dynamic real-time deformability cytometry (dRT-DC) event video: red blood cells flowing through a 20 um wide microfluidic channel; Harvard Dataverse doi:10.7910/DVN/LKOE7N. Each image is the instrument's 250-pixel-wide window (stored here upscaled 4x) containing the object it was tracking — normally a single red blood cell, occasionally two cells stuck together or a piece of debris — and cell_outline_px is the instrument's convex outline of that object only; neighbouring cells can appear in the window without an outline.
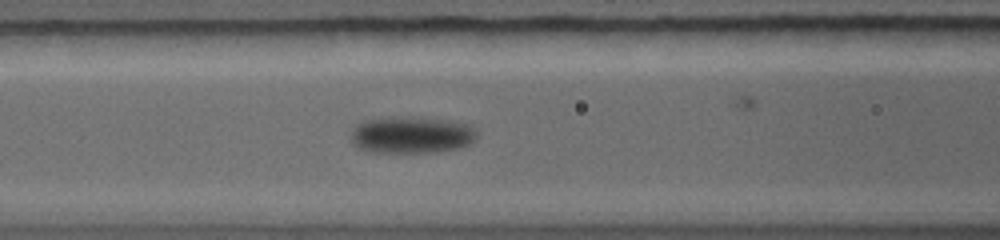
{"species": "common noctule bat (a hibernating species)", "species_latin": "Nyctalus noctula", "temperature_condition": "warm", "stored_images_in_passage": 31, "camera_frame_rate_fps": 5000, "um_per_image_px": 0.085, "animal": {"sex": "female", "body_mass_g": 19.0, "forearm_length_mm": 56.7}, "frame": {"image": 1, "passage_image": 4, "time_ms": 0.8, "image_size_px": [1000, 240], "cell_outline_px": [[476, 140], [460, 148], [436, 152], [372, 152], [356, 148], [352, 144], [352, 128], [356, 124], [364, 120], [388, 116], [420, 116], [448, 120], [468, 124], [476, 128]], "centroid_in_image_um": [34.96, 11.44], "position_along_channel_um": 131.6, "area_um2": 27.74}}
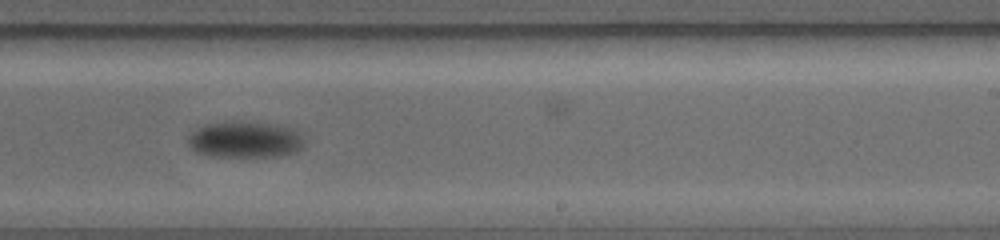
{"frame": {"image": 2, "passage_image": 15, "time_ms": 3.8, "image_size_px": [1000, 240], "cell_outline_px": [[300, 148], [296, 152], [280, 156], [208, 156], [196, 152], [188, 144], [188, 136], [196, 128], [208, 124], [240, 120], [272, 124], [284, 128], [292, 132], [300, 140]], "centroid_in_image_um": [20.68, 11.87], "position_along_channel_um": 268.3, "area_um2": 23.93}}
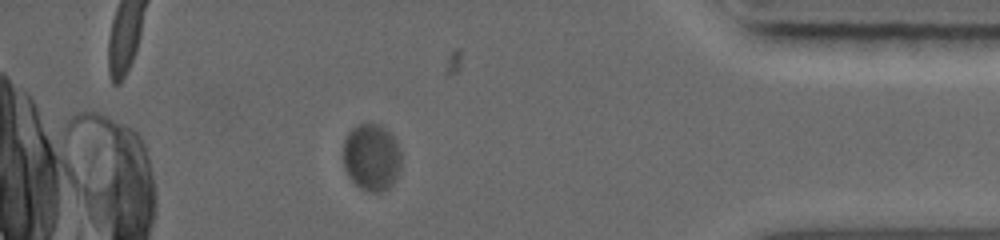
{"frame": {"image": 3, "passage_image": 25, "time_ms": 7.6, "image_size_px": [1000, 240], "cell_outline_px": [[400, 168], [392, 184], [384, 192], [372, 192], [356, 184], [348, 176], [344, 168], [344, 140], [348, 132], [352, 128], [360, 124], [376, 124], [384, 128], [392, 136], [400, 152]], "centroid_in_image_um": [31.56, 13.37], "position_along_channel_um": 403.6, "area_um2": 22.25}}